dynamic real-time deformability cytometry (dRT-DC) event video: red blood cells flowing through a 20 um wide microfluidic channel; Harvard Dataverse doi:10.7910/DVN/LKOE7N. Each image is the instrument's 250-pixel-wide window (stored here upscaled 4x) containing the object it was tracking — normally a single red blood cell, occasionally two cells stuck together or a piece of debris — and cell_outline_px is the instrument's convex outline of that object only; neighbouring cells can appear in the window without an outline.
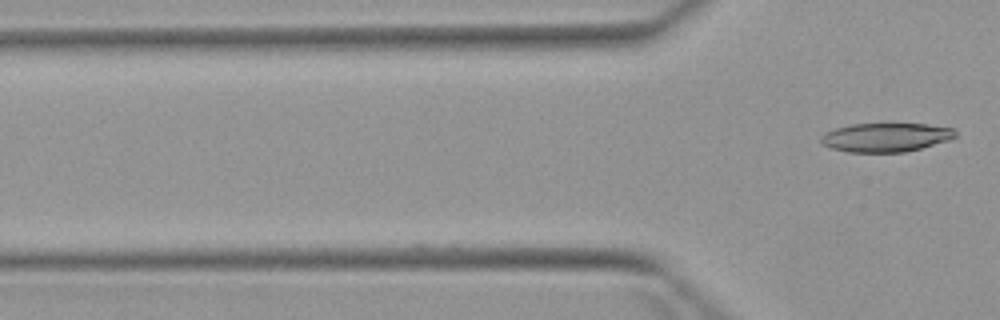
{"species": "Egyptian fruit bat (a non-hibernating species)", "species_latin": "Rousettus aegyptiacus", "temperature_condition": "warm", "stored_images_in_passage": 4, "camera_frame_rate_fps": 3000, "um_per_image_px": 0.085, "animal": {"sex": "female"}, "frame": {"image": 1, "passage_image": 4, "time_ms": 3.667, "image_size_px": [1000, 320], "cell_outline_px": [[956, 136], [948, 140], [920, 148], [904, 152], [848, 152], [832, 148], [820, 144], [820, 136], [824, 132], [836, 128], [852, 124], [928, 124], [952, 128], [956, 132]], "centroid_in_image_um": [75.24, 11.67], "position_along_channel_um": 50.6, "area_um2": 22.54}}